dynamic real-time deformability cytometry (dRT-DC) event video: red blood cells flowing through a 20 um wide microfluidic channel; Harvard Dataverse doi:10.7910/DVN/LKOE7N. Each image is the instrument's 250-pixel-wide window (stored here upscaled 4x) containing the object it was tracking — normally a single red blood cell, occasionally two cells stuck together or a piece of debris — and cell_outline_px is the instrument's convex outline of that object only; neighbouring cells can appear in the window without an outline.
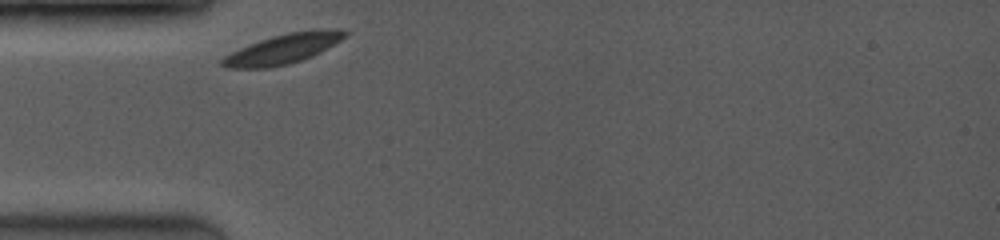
{"species": "common noctule bat (a hibernating species)", "species_latin": "Nyctalus noctula", "temperature_condition": "room temperature", "stored_images_in_passage": 9, "camera_frame_rate_fps": 3500, "um_per_image_px": 0.085, "animal": {"sex": "female", "body_mass_g": 19.0, "forearm_length_mm": 53.3}, "frame": {"image": 1, "passage_image": 1, "time_ms": 0.0, "image_size_px": [1000, 240], "cell_outline_px": [[348, 32], [340, 40], [320, 52], [312, 56], [288, 64], [268, 68], [224, 68], [220, 64], [220, 60], [224, 56], [240, 48], [260, 40], [272, 36], [288, 32], [320, 28]], "centroid_in_image_um": [23.99, 4.16], "position_along_channel_um": 61.0, "area_um2": 21.04}}
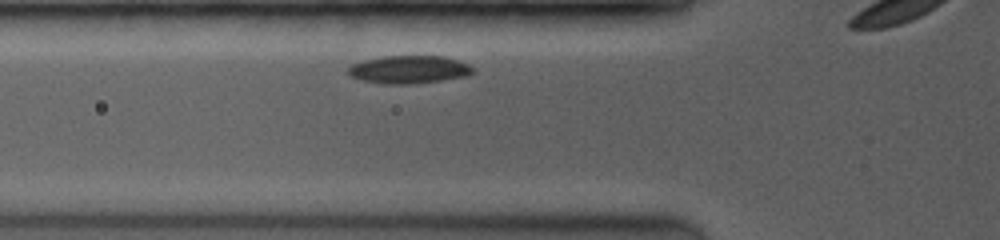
{"frame": {"image": 2, "passage_image": 4, "time_ms": 0.857, "image_size_px": [1000, 240], "cell_outline_px": [[476, 72], [468, 76], [440, 80], [408, 84], [384, 84], [360, 80], [352, 76], [348, 72], [348, 64], [364, 60], [384, 56], [444, 56], [468, 64]], "centroid_in_image_um": [34.74, 5.91], "position_along_channel_um": 91.1, "area_um2": 20.29}}
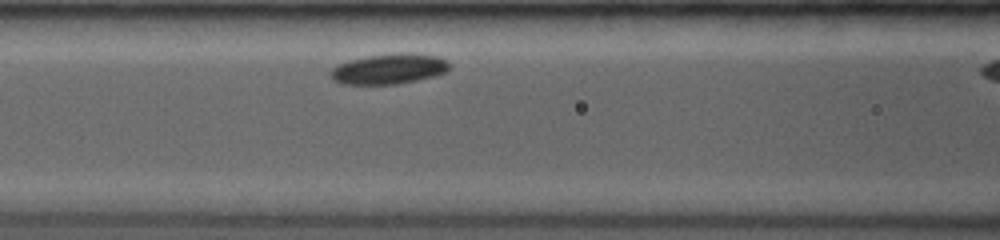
{"frame": {"image": 3, "passage_image": 8, "time_ms": 2.0, "image_size_px": [1000, 240], "cell_outline_px": [[448, 72], [436, 76], [396, 84], [344, 84], [332, 80], [328, 72], [332, 68], [340, 64], [352, 60], [368, 56], [400, 52], [440, 56], [448, 60]], "centroid_in_image_um": [33.09, 5.86], "position_along_channel_um": 133.5, "area_um2": 21.04}}